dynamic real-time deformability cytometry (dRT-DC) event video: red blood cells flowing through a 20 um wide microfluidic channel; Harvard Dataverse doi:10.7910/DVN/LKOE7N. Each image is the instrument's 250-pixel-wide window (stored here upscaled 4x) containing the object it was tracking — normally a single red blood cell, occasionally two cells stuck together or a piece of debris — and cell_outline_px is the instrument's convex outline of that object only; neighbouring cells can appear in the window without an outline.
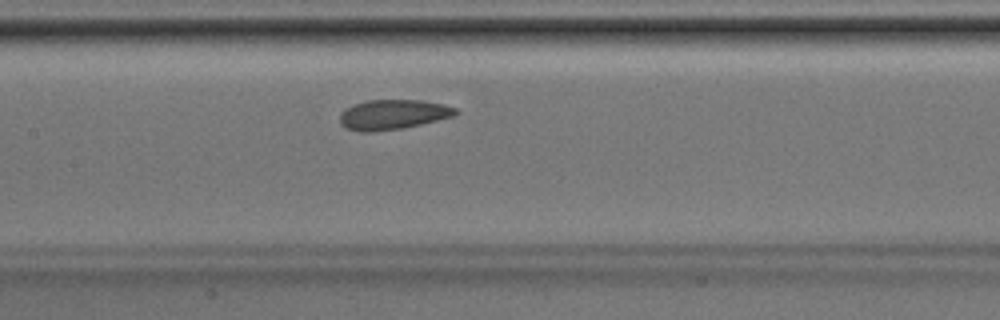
{"species": "Egyptian fruit bat (a non-hibernating species)", "species_latin": "Rousettus aegyptiacus", "temperature_condition": "room temperature", "stored_images_in_passage": 31, "camera_frame_rate_fps": 3000, "um_per_image_px": 0.085, "animal": {"sex": "male"}, "frame": {"image": 1, "passage_image": 10, "time_ms": 3.0, "image_size_px": [1000, 320], "cell_outline_px": [[460, 112], [456, 116], [420, 124], [400, 128], [372, 132], [360, 132], [344, 128], [340, 124], [340, 112], [344, 108], [352, 104], [368, 100], [420, 100], [444, 104], [460, 108]], "centroid_in_image_um": [33.41, 9.73], "position_along_channel_um": 174.0, "area_um2": 20.52}}